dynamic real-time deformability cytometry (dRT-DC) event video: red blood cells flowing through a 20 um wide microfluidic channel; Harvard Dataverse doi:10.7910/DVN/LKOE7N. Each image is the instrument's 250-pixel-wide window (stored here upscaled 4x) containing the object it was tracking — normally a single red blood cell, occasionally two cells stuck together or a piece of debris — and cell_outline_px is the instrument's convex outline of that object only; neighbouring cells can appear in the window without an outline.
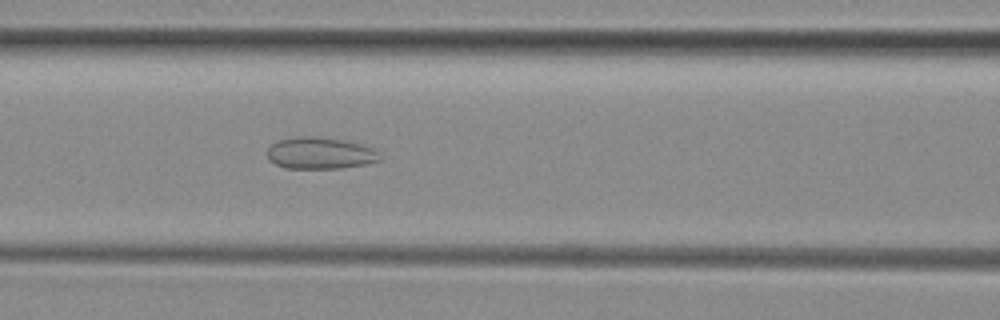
{"species": "common noctule bat (a hibernating species)", "species_latin": "Nyctalus noctula", "temperature_condition": "room temperature", "stored_images_in_passage": 50, "camera_frame_rate_fps": 3000, "um_per_image_px": 0.085, "animal": {"sex": "female", "body_mass_g": 29.2, "forearm_length_mm": 56.3}, "frame": {"image": 1, "passage_image": 20, "time_ms": 6.333, "image_size_px": [1000, 320], "cell_outline_px": [[380, 160], [368, 164], [344, 168], [284, 168], [268, 160], [268, 148], [272, 144], [280, 140], [308, 136], [340, 140], [360, 144], [372, 148], [376, 152]], "centroid_in_image_um": [27.19, 13.05], "position_along_channel_um": 139.4, "area_um2": 20.35}}
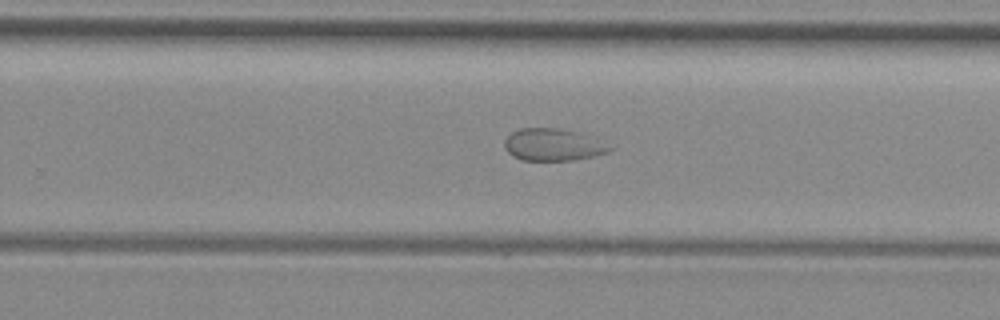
{"frame": {"image": 2, "passage_image": 31, "time_ms": 10.0, "image_size_px": [1000, 320], "cell_outline_px": [[616, 148], [608, 152], [576, 160], [520, 160], [512, 156], [504, 148], [504, 140], [512, 132], [520, 128], [556, 128], [576, 132]], "centroid_in_image_um": [46.95, 12.31], "position_along_channel_um": 282.8, "area_um2": 19.48}}
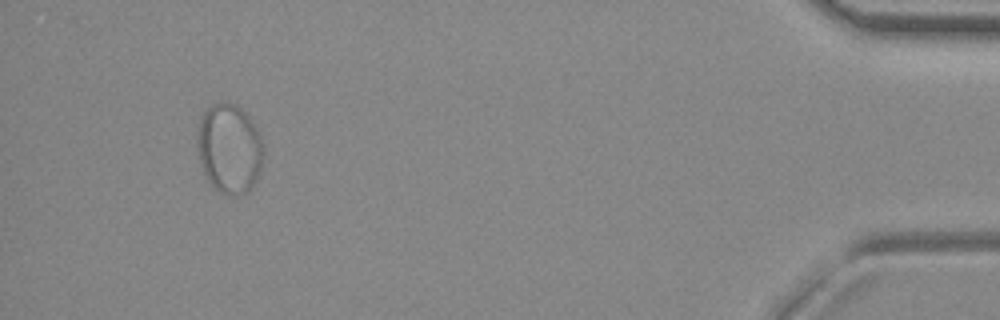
{"frame": {"image": 3, "passage_image": 47, "time_ms": 15.333, "image_size_px": [1000, 320], "cell_outline_px": [[264, 156], [256, 180], [248, 192], [232, 196], [220, 192], [204, 176], [200, 164], [200, 120], [204, 112], [212, 104], [232, 104], [240, 108], [244, 112], [256, 128], [264, 144]], "centroid_in_image_um": [19.54, 12.68], "position_along_channel_um": 415.7, "area_um2": 33.7}}